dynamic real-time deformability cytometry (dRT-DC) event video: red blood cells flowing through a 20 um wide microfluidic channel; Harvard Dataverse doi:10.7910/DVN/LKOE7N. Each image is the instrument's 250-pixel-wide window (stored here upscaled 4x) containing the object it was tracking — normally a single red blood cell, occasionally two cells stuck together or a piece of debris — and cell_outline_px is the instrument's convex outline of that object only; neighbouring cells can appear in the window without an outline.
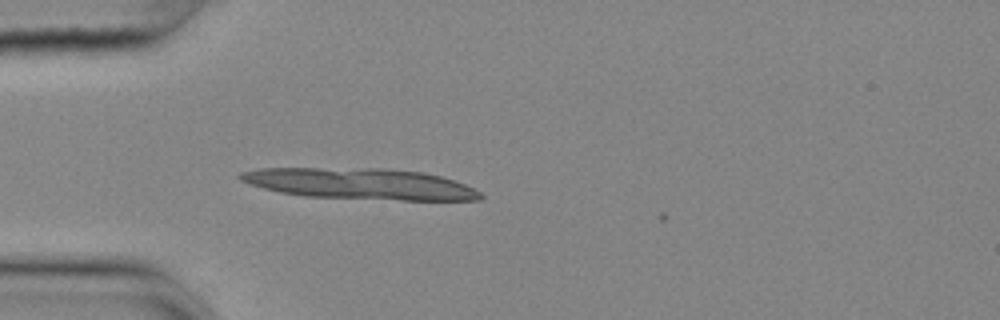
{"species": "common noctule bat (a hibernating species)", "species_latin": "Nyctalus noctula", "temperature_condition": "cold", "stored_images_in_passage": 28, "camera_frame_rate_fps": 3000, "um_per_image_px": 0.085, "animal": {"sex": "female", "body_mass_g": 25.1}, "frame": {"image": 1, "passage_image": 1, "time_ms": 0.0, "image_size_px": [1000, 320], "cell_outline_px": [[484, 196], [480, 200], [400, 200], [304, 196], [280, 192], [264, 188], [240, 180], [236, 176], [240, 172], [260, 168], [380, 168], [420, 172], [440, 176], [464, 184], [480, 192]], "centroid_in_image_um": [30.6, 15.62], "position_along_channel_um": 54.4, "area_um2": 43.23}, "authors_computed_cell_mechanics": {"area_um2": 19.3341, "velocity_mm_per_s": 3.6308, "shape_relaxation_time_tau1_ms": 9.1976, "shape_relaxation_time_tau2_ms": null, "deformation_change_tau1": 0.1743, "deformation_change_tau2": null}}